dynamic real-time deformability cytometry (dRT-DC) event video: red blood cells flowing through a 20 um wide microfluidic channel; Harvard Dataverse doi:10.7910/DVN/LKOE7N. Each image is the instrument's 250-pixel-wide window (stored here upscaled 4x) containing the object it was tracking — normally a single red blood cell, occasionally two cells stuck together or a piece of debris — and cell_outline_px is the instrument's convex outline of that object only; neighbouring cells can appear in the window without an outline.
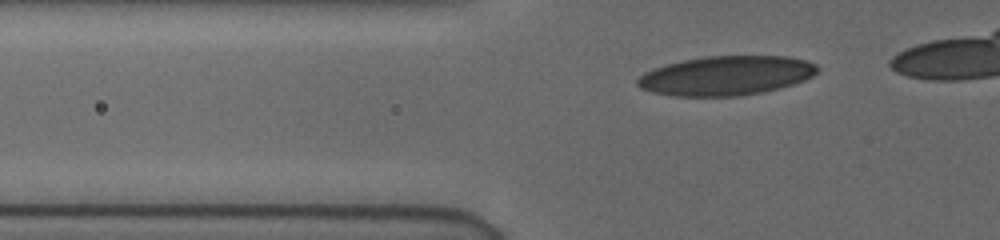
{"species": "human", "species_latin": "Homo sapiens", "temperature_condition": "cold", "stored_images_in_passage": 33, "camera_frame_rate_fps": 3000, "um_per_image_px": 0.085, "donor": {"sex": "female"}, "frame": {"image": 1, "passage_image": 4, "time_ms": 1.0, "image_size_px": [1000, 240], "cell_outline_px": [[820, 68], [812, 76], [804, 80], [780, 88], [740, 96], [672, 96], [652, 92], [640, 88], [636, 84], [636, 80], [644, 72], [668, 64], [684, 60], [708, 56], [788, 56], [808, 60], [816, 64]], "centroid_in_image_um": [61.74, 6.43], "position_along_channel_um": 64.1, "area_um2": 41.21}}
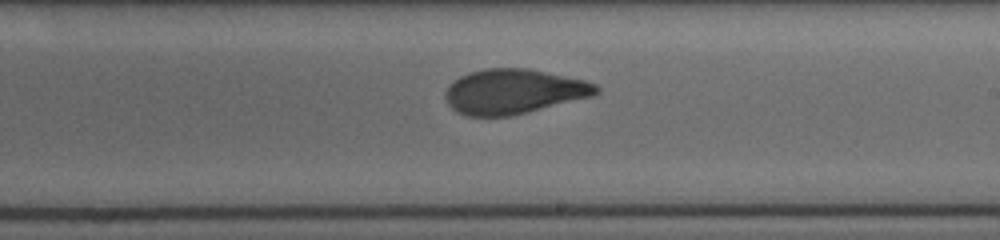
{"frame": {"image": 2, "passage_image": 19, "time_ms": 6.0, "image_size_px": [1000, 240], "cell_outline_px": [[600, 92], [592, 96], [528, 112], [508, 116], [468, 116], [456, 112], [448, 104], [444, 96], [444, 92], [448, 84], [452, 80], [468, 72], [484, 68], [528, 68], [584, 80], [596, 84], [600, 88]], "centroid_in_image_um": [43.62, 7.77], "position_along_channel_um": 245.4, "area_um2": 39.59}}
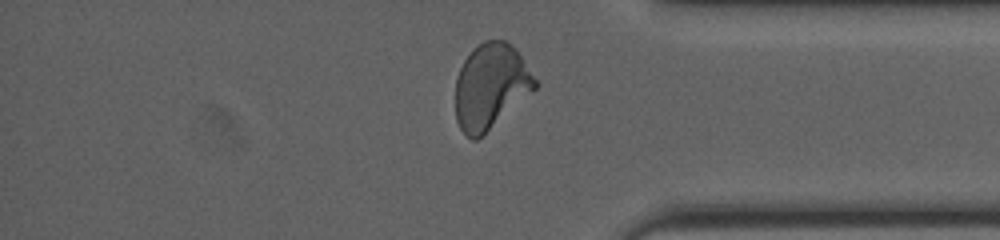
{"frame": {"image": 3, "passage_image": 31, "time_ms": 10.0, "image_size_px": [1000, 240], "cell_outline_px": [[540, 84], [536, 88], [476, 140], [472, 140], [460, 128], [456, 120], [456, 76], [464, 60], [472, 48], [484, 40], [504, 40], [520, 56]], "centroid_in_image_um": [41.68, 7.32], "position_along_channel_um": 393.5, "area_um2": 38.84}}